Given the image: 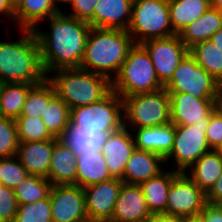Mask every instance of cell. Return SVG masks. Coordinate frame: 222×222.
<instances>
[{"label": "cell", "instance_id": "ab89813d", "mask_svg": "<svg viewBox=\"0 0 222 222\" xmlns=\"http://www.w3.org/2000/svg\"><path fill=\"white\" fill-rule=\"evenodd\" d=\"M205 135L211 150L222 143V112L218 108L209 117Z\"/></svg>", "mask_w": 222, "mask_h": 222}, {"label": "cell", "instance_id": "44dd1931", "mask_svg": "<svg viewBox=\"0 0 222 222\" xmlns=\"http://www.w3.org/2000/svg\"><path fill=\"white\" fill-rule=\"evenodd\" d=\"M53 152V140L19 142L16 157L28 174L47 177Z\"/></svg>", "mask_w": 222, "mask_h": 222}, {"label": "cell", "instance_id": "bcb514c9", "mask_svg": "<svg viewBox=\"0 0 222 222\" xmlns=\"http://www.w3.org/2000/svg\"><path fill=\"white\" fill-rule=\"evenodd\" d=\"M216 47H218L222 52V28L219 29L214 35L209 39Z\"/></svg>", "mask_w": 222, "mask_h": 222}, {"label": "cell", "instance_id": "74e56055", "mask_svg": "<svg viewBox=\"0 0 222 222\" xmlns=\"http://www.w3.org/2000/svg\"><path fill=\"white\" fill-rule=\"evenodd\" d=\"M28 175L16 156L0 158L1 184L14 189Z\"/></svg>", "mask_w": 222, "mask_h": 222}, {"label": "cell", "instance_id": "f907efd6", "mask_svg": "<svg viewBox=\"0 0 222 222\" xmlns=\"http://www.w3.org/2000/svg\"><path fill=\"white\" fill-rule=\"evenodd\" d=\"M55 1V4L57 5V7L61 10H63V6L65 7V5H68L69 7V3L72 1V0H54ZM63 4V5H62ZM62 8H61V6Z\"/></svg>", "mask_w": 222, "mask_h": 222}, {"label": "cell", "instance_id": "f546056e", "mask_svg": "<svg viewBox=\"0 0 222 222\" xmlns=\"http://www.w3.org/2000/svg\"><path fill=\"white\" fill-rule=\"evenodd\" d=\"M33 86L28 83H3L0 89V116L18 118Z\"/></svg>", "mask_w": 222, "mask_h": 222}, {"label": "cell", "instance_id": "9c48e42d", "mask_svg": "<svg viewBox=\"0 0 222 222\" xmlns=\"http://www.w3.org/2000/svg\"><path fill=\"white\" fill-rule=\"evenodd\" d=\"M207 126L208 122L175 125L174 143L164 159L165 166L176 172H186L203 154L211 151L205 135Z\"/></svg>", "mask_w": 222, "mask_h": 222}, {"label": "cell", "instance_id": "ee69618b", "mask_svg": "<svg viewBox=\"0 0 222 222\" xmlns=\"http://www.w3.org/2000/svg\"><path fill=\"white\" fill-rule=\"evenodd\" d=\"M145 222H183V217L163 213L152 214Z\"/></svg>", "mask_w": 222, "mask_h": 222}, {"label": "cell", "instance_id": "3957f363", "mask_svg": "<svg viewBox=\"0 0 222 222\" xmlns=\"http://www.w3.org/2000/svg\"><path fill=\"white\" fill-rule=\"evenodd\" d=\"M134 44L127 30L91 27L80 68L112 81Z\"/></svg>", "mask_w": 222, "mask_h": 222}, {"label": "cell", "instance_id": "681fc988", "mask_svg": "<svg viewBox=\"0 0 222 222\" xmlns=\"http://www.w3.org/2000/svg\"><path fill=\"white\" fill-rule=\"evenodd\" d=\"M217 108L222 112V85L217 95Z\"/></svg>", "mask_w": 222, "mask_h": 222}, {"label": "cell", "instance_id": "277c9868", "mask_svg": "<svg viewBox=\"0 0 222 222\" xmlns=\"http://www.w3.org/2000/svg\"><path fill=\"white\" fill-rule=\"evenodd\" d=\"M47 80L70 109L97 102L111 90L106 76L80 67L55 70L47 75Z\"/></svg>", "mask_w": 222, "mask_h": 222}, {"label": "cell", "instance_id": "7402d4cb", "mask_svg": "<svg viewBox=\"0 0 222 222\" xmlns=\"http://www.w3.org/2000/svg\"><path fill=\"white\" fill-rule=\"evenodd\" d=\"M133 0H99L94 8V28L127 30Z\"/></svg>", "mask_w": 222, "mask_h": 222}, {"label": "cell", "instance_id": "7bdbcfd3", "mask_svg": "<svg viewBox=\"0 0 222 222\" xmlns=\"http://www.w3.org/2000/svg\"><path fill=\"white\" fill-rule=\"evenodd\" d=\"M206 202L210 204L222 205V173L215 184L206 193Z\"/></svg>", "mask_w": 222, "mask_h": 222}, {"label": "cell", "instance_id": "484cf974", "mask_svg": "<svg viewBox=\"0 0 222 222\" xmlns=\"http://www.w3.org/2000/svg\"><path fill=\"white\" fill-rule=\"evenodd\" d=\"M178 173L166 167L157 176L140 184L147 207L152 214H166L169 187Z\"/></svg>", "mask_w": 222, "mask_h": 222}, {"label": "cell", "instance_id": "8d00e7d4", "mask_svg": "<svg viewBox=\"0 0 222 222\" xmlns=\"http://www.w3.org/2000/svg\"><path fill=\"white\" fill-rule=\"evenodd\" d=\"M18 145L15 119L0 116V158L16 156Z\"/></svg>", "mask_w": 222, "mask_h": 222}, {"label": "cell", "instance_id": "c3c4849f", "mask_svg": "<svg viewBox=\"0 0 222 222\" xmlns=\"http://www.w3.org/2000/svg\"><path fill=\"white\" fill-rule=\"evenodd\" d=\"M210 7L222 11V0H210Z\"/></svg>", "mask_w": 222, "mask_h": 222}, {"label": "cell", "instance_id": "ba28073f", "mask_svg": "<svg viewBox=\"0 0 222 222\" xmlns=\"http://www.w3.org/2000/svg\"><path fill=\"white\" fill-rule=\"evenodd\" d=\"M70 122L83 129L118 131L124 126L123 99L111 89L97 102L70 109Z\"/></svg>", "mask_w": 222, "mask_h": 222}, {"label": "cell", "instance_id": "7c38bea8", "mask_svg": "<svg viewBox=\"0 0 222 222\" xmlns=\"http://www.w3.org/2000/svg\"><path fill=\"white\" fill-rule=\"evenodd\" d=\"M149 53L159 81L165 85L189 49L178 34L166 38L150 39L141 44Z\"/></svg>", "mask_w": 222, "mask_h": 222}, {"label": "cell", "instance_id": "d4e9b609", "mask_svg": "<svg viewBox=\"0 0 222 222\" xmlns=\"http://www.w3.org/2000/svg\"><path fill=\"white\" fill-rule=\"evenodd\" d=\"M76 185L85 188L113 178L108 170L104 154L98 152H82L76 156Z\"/></svg>", "mask_w": 222, "mask_h": 222}, {"label": "cell", "instance_id": "f6af8a7d", "mask_svg": "<svg viewBox=\"0 0 222 222\" xmlns=\"http://www.w3.org/2000/svg\"><path fill=\"white\" fill-rule=\"evenodd\" d=\"M0 15L5 16L6 20L14 23V9L9 5L7 0H0Z\"/></svg>", "mask_w": 222, "mask_h": 222}, {"label": "cell", "instance_id": "cb8c5ba5", "mask_svg": "<svg viewBox=\"0 0 222 222\" xmlns=\"http://www.w3.org/2000/svg\"><path fill=\"white\" fill-rule=\"evenodd\" d=\"M60 11L54 0H21L14 10V24L17 29L34 30Z\"/></svg>", "mask_w": 222, "mask_h": 222}, {"label": "cell", "instance_id": "603a6c76", "mask_svg": "<svg viewBox=\"0 0 222 222\" xmlns=\"http://www.w3.org/2000/svg\"><path fill=\"white\" fill-rule=\"evenodd\" d=\"M76 175V155L60 140L54 139L50 168L46 178L53 185H76Z\"/></svg>", "mask_w": 222, "mask_h": 222}, {"label": "cell", "instance_id": "4fadbf2b", "mask_svg": "<svg viewBox=\"0 0 222 222\" xmlns=\"http://www.w3.org/2000/svg\"><path fill=\"white\" fill-rule=\"evenodd\" d=\"M49 197L53 222H89L82 187L53 185Z\"/></svg>", "mask_w": 222, "mask_h": 222}, {"label": "cell", "instance_id": "52a82bcc", "mask_svg": "<svg viewBox=\"0 0 222 222\" xmlns=\"http://www.w3.org/2000/svg\"><path fill=\"white\" fill-rule=\"evenodd\" d=\"M122 99L124 127L132 130L170 123V96L165 88Z\"/></svg>", "mask_w": 222, "mask_h": 222}, {"label": "cell", "instance_id": "f1b7e54d", "mask_svg": "<svg viewBox=\"0 0 222 222\" xmlns=\"http://www.w3.org/2000/svg\"><path fill=\"white\" fill-rule=\"evenodd\" d=\"M170 23L175 34L201 17L209 8V0H168Z\"/></svg>", "mask_w": 222, "mask_h": 222}, {"label": "cell", "instance_id": "ffe728a7", "mask_svg": "<svg viewBox=\"0 0 222 222\" xmlns=\"http://www.w3.org/2000/svg\"><path fill=\"white\" fill-rule=\"evenodd\" d=\"M116 131H103V129H83L68 122L62 135L58 138L76 156L82 152H98L106 143L108 136Z\"/></svg>", "mask_w": 222, "mask_h": 222}, {"label": "cell", "instance_id": "4dcf8cb0", "mask_svg": "<svg viewBox=\"0 0 222 222\" xmlns=\"http://www.w3.org/2000/svg\"><path fill=\"white\" fill-rule=\"evenodd\" d=\"M196 63L222 85V52L209 39L189 49Z\"/></svg>", "mask_w": 222, "mask_h": 222}, {"label": "cell", "instance_id": "5b68a950", "mask_svg": "<svg viewBox=\"0 0 222 222\" xmlns=\"http://www.w3.org/2000/svg\"><path fill=\"white\" fill-rule=\"evenodd\" d=\"M164 88L156 76L149 53L141 44H134L120 71L111 81V89L121 98L151 93Z\"/></svg>", "mask_w": 222, "mask_h": 222}, {"label": "cell", "instance_id": "2e32d148", "mask_svg": "<svg viewBox=\"0 0 222 222\" xmlns=\"http://www.w3.org/2000/svg\"><path fill=\"white\" fill-rule=\"evenodd\" d=\"M151 215L140 185L123 182L109 222H145Z\"/></svg>", "mask_w": 222, "mask_h": 222}, {"label": "cell", "instance_id": "1f68e13d", "mask_svg": "<svg viewBox=\"0 0 222 222\" xmlns=\"http://www.w3.org/2000/svg\"><path fill=\"white\" fill-rule=\"evenodd\" d=\"M52 186L47 178L28 174L13 191L18 204H29L48 198Z\"/></svg>", "mask_w": 222, "mask_h": 222}, {"label": "cell", "instance_id": "8fae6325", "mask_svg": "<svg viewBox=\"0 0 222 222\" xmlns=\"http://www.w3.org/2000/svg\"><path fill=\"white\" fill-rule=\"evenodd\" d=\"M206 203V193L195 184L186 172H179L169 187L166 215L197 216L203 211Z\"/></svg>", "mask_w": 222, "mask_h": 222}, {"label": "cell", "instance_id": "e0dca14e", "mask_svg": "<svg viewBox=\"0 0 222 222\" xmlns=\"http://www.w3.org/2000/svg\"><path fill=\"white\" fill-rule=\"evenodd\" d=\"M135 148L132 132L124 126L108 136L101 152L104 154L108 170L113 178L123 181L127 161Z\"/></svg>", "mask_w": 222, "mask_h": 222}, {"label": "cell", "instance_id": "f35d334b", "mask_svg": "<svg viewBox=\"0 0 222 222\" xmlns=\"http://www.w3.org/2000/svg\"><path fill=\"white\" fill-rule=\"evenodd\" d=\"M18 209V202L13 189L0 186V222H13Z\"/></svg>", "mask_w": 222, "mask_h": 222}, {"label": "cell", "instance_id": "d6986e66", "mask_svg": "<svg viewBox=\"0 0 222 222\" xmlns=\"http://www.w3.org/2000/svg\"><path fill=\"white\" fill-rule=\"evenodd\" d=\"M166 168L164 159L153 152L134 149L127 161L123 182L140 185Z\"/></svg>", "mask_w": 222, "mask_h": 222}, {"label": "cell", "instance_id": "83f0119b", "mask_svg": "<svg viewBox=\"0 0 222 222\" xmlns=\"http://www.w3.org/2000/svg\"><path fill=\"white\" fill-rule=\"evenodd\" d=\"M221 173L222 157L215 150L203 154L186 171V174L204 193L211 189Z\"/></svg>", "mask_w": 222, "mask_h": 222}, {"label": "cell", "instance_id": "816d5d0a", "mask_svg": "<svg viewBox=\"0 0 222 222\" xmlns=\"http://www.w3.org/2000/svg\"><path fill=\"white\" fill-rule=\"evenodd\" d=\"M9 5L15 10L18 5L21 3V0H7Z\"/></svg>", "mask_w": 222, "mask_h": 222}, {"label": "cell", "instance_id": "7a4b0ae2", "mask_svg": "<svg viewBox=\"0 0 222 222\" xmlns=\"http://www.w3.org/2000/svg\"><path fill=\"white\" fill-rule=\"evenodd\" d=\"M20 38L0 41L2 83L41 84L47 80L38 39L33 30L20 29Z\"/></svg>", "mask_w": 222, "mask_h": 222}, {"label": "cell", "instance_id": "d590c367", "mask_svg": "<svg viewBox=\"0 0 222 222\" xmlns=\"http://www.w3.org/2000/svg\"><path fill=\"white\" fill-rule=\"evenodd\" d=\"M13 222H53L50 197L29 204H18Z\"/></svg>", "mask_w": 222, "mask_h": 222}, {"label": "cell", "instance_id": "b9f144b4", "mask_svg": "<svg viewBox=\"0 0 222 222\" xmlns=\"http://www.w3.org/2000/svg\"><path fill=\"white\" fill-rule=\"evenodd\" d=\"M200 215L204 222H222V205L206 203Z\"/></svg>", "mask_w": 222, "mask_h": 222}, {"label": "cell", "instance_id": "30bf717a", "mask_svg": "<svg viewBox=\"0 0 222 222\" xmlns=\"http://www.w3.org/2000/svg\"><path fill=\"white\" fill-rule=\"evenodd\" d=\"M220 86L188 52L164 88L168 93H187L196 98L217 99Z\"/></svg>", "mask_w": 222, "mask_h": 222}, {"label": "cell", "instance_id": "60d3db41", "mask_svg": "<svg viewBox=\"0 0 222 222\" xmlns=\"http://www.w3.org/2000/svg\"><path fill=\"white\" fill-rule=\"evenodd\" d=\"M99 0H72L68 15L86 21L94 28V8Z\"/></svg>", "mask_w": 222, "mask_h": 222}, {"label": "cell", "instance_id": "6da1fadb", "mask_svg": "<svg viewBox=\"0 0 222 222\" xmlns=\"http://www.w3.org/2000/svg\"><path fill=\"white\" fill-rule=\"evenodd\" d=\"M44 21H48L49 31L41 30V24L33 31L39 42L47 75L58 69L79 68L91 29L90 24L68 15L64 10Z\"/></svg>", "mask_w": 222, "mask_h": 222}, {"label": "cell", "instance_id": "7dc6e473", "mask_svg": "<svg viewBox=\"0 0 222 222\" xmlns=\"http://www.w3.org/2000/svg\"><path fill=\"white\" fill-rule=\"evenodd\" d=\"M183 222H204L203 217L201 215L183 217Z\"/></svg>", "mask_w": 222, "mask_h": 222}, {"label": "cell", "instance_id": "f5cc1de1", "mask_svg": "<svg viewBox=\"0 0 222 222\" xmlns=\"http://www.w3.org/2000/svg\"><path fill=\"white\" fill-rule=\"evenodd\" d=\"M215 151L222 157V143L215 149Z\"/></svg>", "mask_w": 222, "mask_h": 222}, {"label": "cell", "instance_id": "e575fe53", "mask_svg": "<svg viewBox=\"0 0 222 222\" xmlns=\"http://www.w3.org/2000/svg\"><path fill=\"white\" fill-rule=\"evenodd\" d=\"M19 142L54 140L42 119L32 116H19L15 119Z\"/></svg>", "mask_w": 222, "mask_h": 222}, {"label": "cell", "instance_id": "8992f818", "mask_svg": "<svg viewBox=\"0 0 222 222\" xmlns=\"http://www.w3.org/2000/svg\"><path fill=\"white\" fill-rule=\"evenodd\" d=\"M127 31L135 44L175 35L170 23L168 0H133Z\"/></svg>", "mask_w": 222, "mask_h": 222}, {"label": "cell", "instance_id": "836d02e7", "mask_svg": "<svg viewBox=\"0 0 222 222\" xmlns=\"http://www.w3.org/2000/svg\"><path fill=\"white\" fill-rule=\"evenodd\" d=\"M56 96L53 85L48 81L34 85L28 92L20 116H32L42 119L45 103H49Z\"/></svg>", "mask_w": 222, "mask_h": 222}, {"label": "cell", "instance_id": "4316f807", "mask_svg": "<svg viewBox=\"0 0 222 222\" xmlns=\"http://www.w3.org/2000/svg\"><path fill=\"white\" fill-rule=\"evenodd\" d=\"M222 28V11L210 7L201 17L186 26L178 35L190 49L197 43L210 39Z\"/></svg>", "mask_w": 222, "mask_h": 222}, {"label": "cell", "instance_id": "d6a6232c", "mask_svg": "<svg viewBox=\"0 0 222 222\" xmlns=\"http://www.w3.org/2000/svg\"><path fill=\"white\" fill-rule=\"evenodd\" d=\"M41 117L50 134L58 139L70 121V108L56 95L49 103H45Z\"/></svg>", "mask_w": 222, "mask_h": 222}, {"label": "cell", "instance_id": "9a60e30c", "mask_svg": "<svg viewBox=\"0 0 222 222\" xmlns=\"http://www.w3.org/2000/svg\"><path fill=\"white\" fill-rule=\"evenodd\" d=\"M170 122L174 125H192L209 122L217 108V99H201L187 93H168Z\"/></svg>", "mask_w": 222, "mask_h": 222}, {"label": "cell", "instance_id": "ac0fdd59", "mask_svg": "<svg viewBox=\"0 0 222 222\" xmlns=\"http://www.w3.org/2000/svg\"><path fill=\"white\" fill-rule=\"evenodd\" d=\"M131 132L136 149L156 153L163 159L172 150L175 125L171 122L161 126L132 129Z\"/></svg>", "mask_w": 222, "mask_h": 222}, {"label": "cell", "instance_id": "5bb4252c", "mask_svg": "<svg viewBox=\"0 0 222 222\" xmlns=\"http://www.w3.org/2000/svg\"><path fill=\"white\" fill-rule=\"evenodd\" d=\"M123 181L118 178L89 185L84 189L89 222H109Z\"/></svg>", "mask_w": 222, "mask_h": 222}]
</instances>
